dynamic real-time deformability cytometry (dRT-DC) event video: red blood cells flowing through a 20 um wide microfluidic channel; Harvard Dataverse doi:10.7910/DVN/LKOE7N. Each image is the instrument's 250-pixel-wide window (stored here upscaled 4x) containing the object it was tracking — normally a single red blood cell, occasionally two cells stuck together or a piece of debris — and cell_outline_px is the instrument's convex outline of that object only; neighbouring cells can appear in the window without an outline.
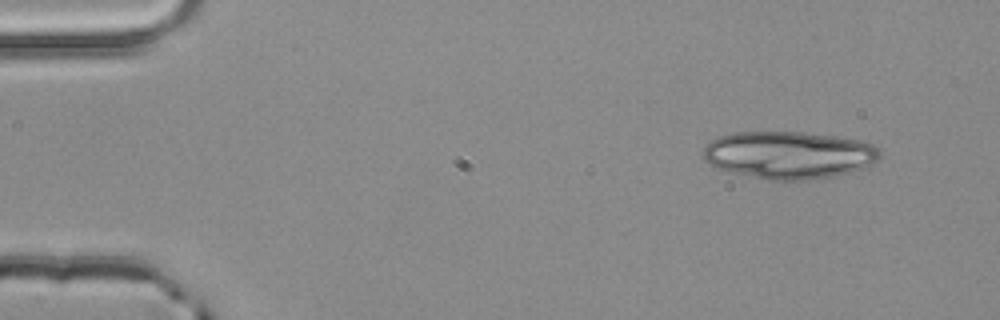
{"species": "common noctule bat (a hibernating species)", "species_latin": "Nyctalus noctula", "temperature_condition": "room temperature", "stored_images_in_passage": 2, "camera_frame_rate_fps": 3000, "um_per_image_px": 0.085, "animal": {"sex": "male", "body_mass_g": 20.4}, "frame": {"image": 1, "passage_image": 2, "time_ms": 0.333, "image_size_px": [1000, 320], "cell_outline_px": [[880, 160], [864, 168], [836, 176], [808, 180], [768, 180], [720, 168], [708, 164], [704, 160], [704, 148], [716, 136], [732, 132], [804, 132], [836, 136], [860, 140], [872, 144], [880, 148]], "centroid_in_image_um": [67.11, 13.16], "position_along_channel_um": 17.9, "area_um2": 49.07}}